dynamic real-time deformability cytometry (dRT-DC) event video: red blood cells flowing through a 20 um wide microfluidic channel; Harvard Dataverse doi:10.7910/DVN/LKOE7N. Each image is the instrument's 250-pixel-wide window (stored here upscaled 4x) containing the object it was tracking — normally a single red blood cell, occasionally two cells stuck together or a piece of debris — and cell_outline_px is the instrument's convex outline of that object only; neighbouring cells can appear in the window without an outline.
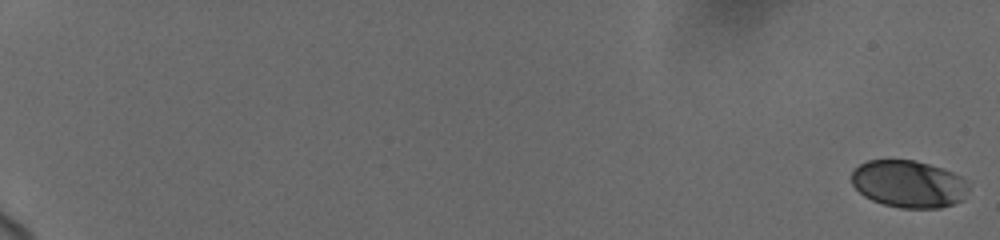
{"species": "human", "species_latin": "Homo sapiens", "temperature_condition": "cold", "stored_images_in_passage": 37, "camera_frame_rate_fps": 3000, "um_per_image_px": 0.085, "donor": {"sex": "female"}, "frame": {"image": 1, "passage_image": 1, "time_ms": 0.0, "image_size_px": [1000, 240], "cell_outline_px": [[968, 188], [964, 200], [940, 208], [900, 208], [884, 204], [872, 200], [864, 196], [852, 184], [852, 172], [860, 164], [868, 160], [916, 160], [952, 172], [960, 176], [968, 184]], "centroid_in_image_um": [77.24, 15.64], "position_along_channel_um": 7.8, "area_um2": 32.14}}
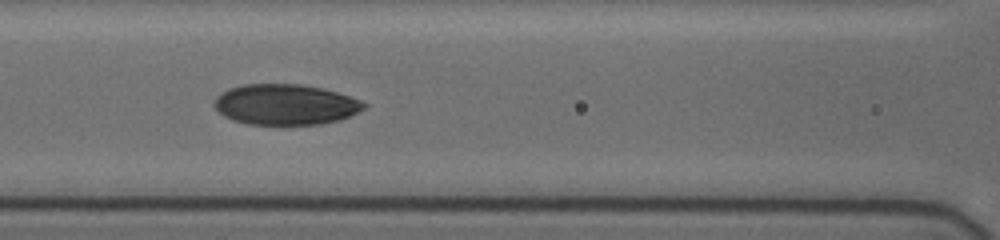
{"frame": {"image": 2, "passage_image": 20, "time_ms": 10.0, "image_size_px": [1000, 240], "cell_outline_px": [[368, 104], [364, 108], [340, 120], [320, 124], [244, 124], [232, 120], [224, 116], [212, 104], [216, 96], [220, 92], [228, 88], [244, 84], [300, 84], [324, 88], [360, 100]], "centroid_in_image_um": [24.21, 8.88], "position_along_channel_um": 142.4, "area_um2": 35.49}}
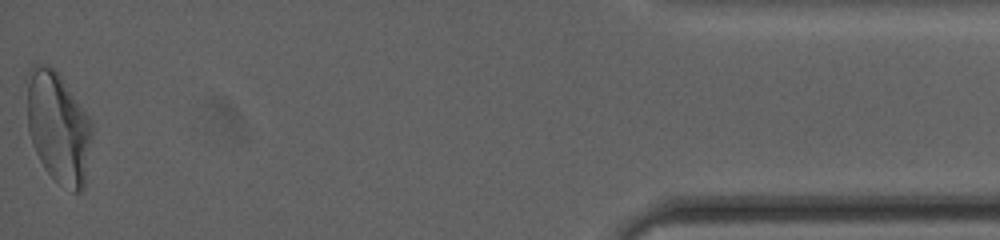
{"frame": {"image": 3, "passage_image": 37, "time_ms": 19.667, "image_size_px": [1000, 240], "cell_outline_px": [[92, 132], [84, 188], [80, 192], [72, 192], [56, 180], [44, 168], [32, 144], [28, 128], [24, 76], [32, 64], [40, 64], [52, 68], [60, 72], [88, 116], [92, 124]], "centroid_in_image_um": [4.91, 10.75], "position_along_channel_um": 430.3, "area_um2": 42.83}, "authors_computed_cell_mechanics": {"area_um2": 34.9112, "velocity_mm_per_s": 3.6944, "shape_relaxation_time_tau1_ms": 4.5375, "shape_relaxation_time_tau2_ms": 1.4669, "deformation_change_tau1": 0.1384, "deformation_change_tau2": 0.0455}}